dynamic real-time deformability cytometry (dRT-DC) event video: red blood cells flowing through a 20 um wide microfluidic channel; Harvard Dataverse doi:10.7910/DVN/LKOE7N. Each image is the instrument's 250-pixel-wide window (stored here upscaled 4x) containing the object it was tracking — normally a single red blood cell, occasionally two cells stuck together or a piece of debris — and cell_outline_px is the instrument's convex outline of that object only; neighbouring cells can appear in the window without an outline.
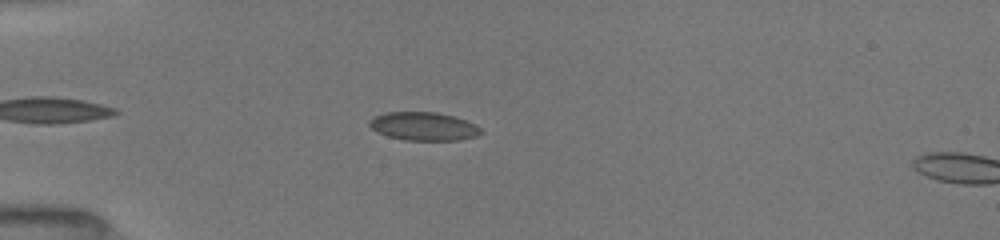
{"species": "common noctule bat (a hibernating species)", "species_latin": "Nyctalus noctula", "temperature_condition": "room temperature", "stored_images_in_passage": 42, "camera_frame_rate_fps": 3000, "um_per_image_px": 0.085, "animal": {"sex": "female", "body_mass_g": 19.5, "forearm_length_mm": 54.1}, "frame": {"image": 1, "passage_image": 8, "time_ms": 2.333, "image_size_px": [1000, 240], "cell_outline_px": [[484, 132], [476, 136], [460, 140], [404, 140], [388, 136], [376, 132], [368, 124], [368, 120], [376, 116], [388, 112], [436, 112], [456, 116], [476, 124]], "centroid_in_image_um": [36.03, 10.74], "position_along_channel_um": 49.0, "area_um2": 18.55}}
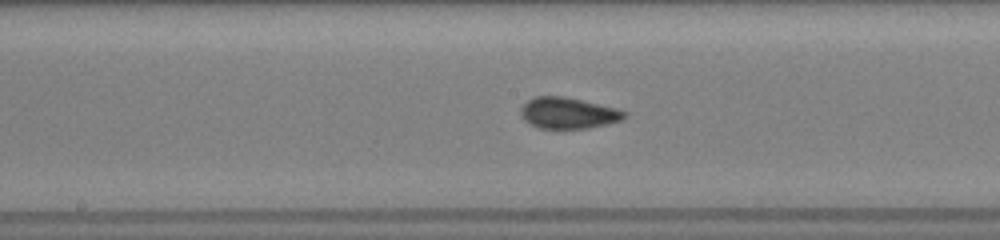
{"frame": {"image": 2, "passage_image": 21, "time_ms": 6.667, "image_size_px": [1000, 240], "cell_outline_px": [[628, 116], [620, 120], [608, 124], [588, 128], [540, 128], [524, 120], [520, 112], [520, 108], [528, 100], [536, 96], [564, 96], [616, 108], [628, 112]], "centroid_in_image_um": [48.31, 9.6], "position_along_channel_um": 199.9, "area_um2": 18.73}}
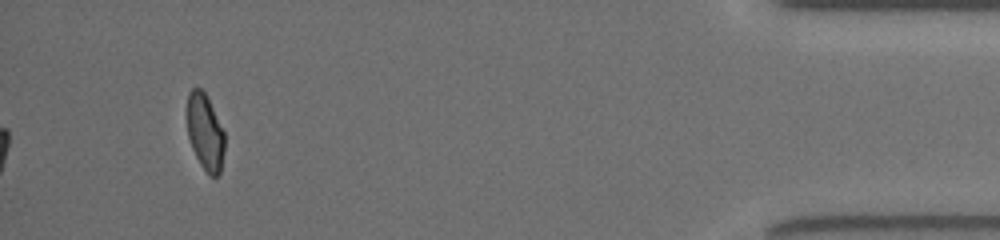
{"frame": {"image": 3, "passage_image": 42, "time_ms": 13.667, "image_size_px": [1000, 240], "cell_outline_px": [[224, 152], [220, 172], [216, 176], [208, 176], [200, 164], [192, 148], [188, 136], [188, 92], [192, 88], [200, 88], [208, 96], [224, 132]], "centroid_in_image_um": [17.45, 11.24], "position_along_channel_um": 417.8, "area_um2": 16.65}, "authors_computed_cell_mechanics": {"area_um2": 18.5538, "velocity_mm_per_s": 3.9837, "shape_relaxation_time_tau1_ms": 6.0399, "shape_relaxation_time_tau2_ms": 0.4586, "deformation_change_tau1": 0.1249, "deformation_change_tau2": 0.0639}}